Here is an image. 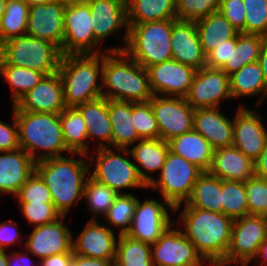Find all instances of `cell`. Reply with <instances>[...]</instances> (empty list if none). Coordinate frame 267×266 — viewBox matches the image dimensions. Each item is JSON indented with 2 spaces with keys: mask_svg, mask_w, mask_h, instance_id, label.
<instances>
[{
  "mask_svg": "<svg viewBox=\"0 0 267 266\" xmlns=\"http://www.w3.org/2000/svg\"><path fill=\"white\" fill-rule=\"evenodd\" d=\"M117 196L116 191L89 176L84 185L83 200L87 202V208L93 214L90 220H98L99 215L104 217Z\"/></svg>",
  "mask_w": 267,
  "mask_h": 266,
  "instance_id": "obj_40",
  "label": "cell"
},
{
  "mask_svg": "<svg viewBox=\"0 0 267 266\" xmlns=\"http://www.w3.org/2000/svg\"><path fill=\"white\" fill-rule=\"evenodd\" d=\"M46 76L45 73L26 67L7 64L0 57V77L11 88V102L15 105L29 90L34 88Z\"/></svg>",
  "mask_w": 267,
  "mask_h": 266,
  "instance_id": "obj_37",
  "label": "cell"
},
{
  "mask_svg": "<svg viewBox=\"0 0 267 266\" xmlns=\"http://www.w3.org/2000/svg\"><path fill=\"white\" fill-rule=\"evenodd\" d=\"M195 22L205 55L240 33L219 11Z\"/></svg>",
  "mask_w": 267,
  "mask_h": 266,
  "instance_id": "obj_33",
  "label": "cell"
},
{
  "mask_svg": "<svg viewBox=\"0 0 267 266\" xmlns=\"http://www.w3.org/2000/svg\"><path fill=\"white\" fill-rule=\"evenodd\" d=\"M18 203H53L51 193L34 171L15 195Z\"/></svg>",
  "mask_w": 267,
  "mask_h": 266,
  "instance_id": "obj_45",
  "label": "cell"
},
{
  "mask_svg": "<svg viewBox=\"0 0 267 266\" xmlns=\"http://www.w3.org/2000/svg\"><path fill=\"white\" fill-rule=\"evenodd\" d=\"M64 5H71V4H87L90 0H59Z\"/></svg>",
  "mask_w": 267,
  "mask_h": 266,
  "instance_id": "obj_60",
  "label": "cell"
},
{
  "mask_svg": "<svg viewBox=\"0 0 267 266\" xmlns=\"http://www.w3.org/2000/svg\"><path fill=\"white\" fill-rule=\"evenodd\" d=\"M85 121L88 141L98 140L97 148H112V127L108 115V99L100 97L96 100L76 107Z\"/></svg>",
  "mask_w": 267,
  "mask_h": 266,
  "instance_id": "obj_29",
  "label": "cell"
},
{
  "mask_svg": "<svg viewBox=\"0 0 267 266\" xmlns=\"http://www.w3.org/2000/svg\"><path fill=\"white\" fill-rule=\"evenodd\" d=\"M6 252H7L6 250H0V266H8Z\"/></svg>",
  "mask_w": 267,
  "mask_h": 266,
  "instance_id": "obj_61",
  "label": "cell"
},
{
  "mask_svg": "<svg viewBox=\"0 0 267 266\" xmlns=\"http://www.w3.org/2000/svg\"><path fill=\"white\" fill-rule=\"evenodd\" d=\"M246 10L245 34L267 38V0H243Z\"/></svg>",
  "mask_w": 267,
  "mask_h": 266,
  "instance_id": "obj_43",
  "label": "cell"
},
{
  "mask_svg": "<svg viewBox=\"0 0 267 266\" xmlns=\"http://www.w3.org/2000/svg\"><path fill=\"white\" fill-rule=\"evenodd\" d=\"M73 252L52 255L39 261L40 266H71Z\"/></svg>",
  "mask_w": 267,
  "mask_h": 266,
  "instance_id": "obj_55",
  "label": "cell"
},
{
  "mask_svg": "<svg viewBox=\"0 0 267 266\" xmlns=\"http://www.w3.org/2000/svg\"><path fill=\"white\" fill-rule=\"evenodd\" d=\"M157 122L159 138H172L193 130L194 111L184 97L153 95L149 100Z\"/></svg>",
  "mask_w": 267,
  "mask_h": 266,
  "instance_id": "obj_14",
  "label": "cell"
},
{
  "mask_svg": "<svg viewBox=\"0 0 267 266\" xmlns=\"http://www.w3.org/2000/svg\"><path fill=\"white\" fill-rule=\"evenodd\" d=\"M88 157L84 153H70L35 162L34 171L48 187L55 209L61 216H67L69 210L83 199L84 185L92 169Z\"/></svg>",
  "mask_w": 267,
  "mask_h": 266,
  "instance_id": "obj_1",
  "label": "cell"
},
{
  "mask_svg": "<svg viewBox=\"0 0 267 266\" xmlns=\"http://www.w3.org/2000/svg\"><path fill=\"white\" fill-rule=\"evenodd\" d=\"M203 171L169 150L163 168L147 189L158 191L173 207L185 203Z\"/></svg>",
  "mask_w": 267,
  "mask_h": 266,
  "instance_id": "obj_9",
  "label": "cell"
},
{
  "mask_svg": "<svg viewBox=\"0 0 267 266\" xmlns=\"http://www.w3.org/2000/svg\"><path fill=\"white\" fill-rule=\"evenodd\" d=\"M102 69L103 53L62 55L58 73L66 107H77L102 97Z\"/></svg>",
  "mask_w": 267,
  "mask_h": 266,
  "instance_id": "obj_5",
  "label": "cell"
},
{
  "mask_svg": "<svg viewBox=\"0 0 267 266\" xmlns=\"http://www.w3.org/2000/svg\"><path fill=\"white\" fill-rule=\"evenodd\" d=\"M114 266H154L151 244L123 234L118 236Z\"/></svg>",
  "mask_w": 267,
  "mask_h": 266,
  "instance_id": "obj_38",
  "label": "cell"
},
{
  "mask_svg": "<svg viewBox=\"0 0 267 266\" xmlns=\"http://www.w3.org/2000/svg\"><path fill=\"white\" fill-rule=\"evenodd\" d=\"M266 40L260 35L239 33L231 39L230 64H225L221 70L229 76L246 64L257 62Z\"/></svg>",
  "mask_w": 267,
  "mask_h": 266,
  "instance_id": "obj_35",
  "label": "cell"
},
{
  "mask_svg": "<svg viewBox=\"0 0 267 266\" xmlns=\"http://www.w3.org/2000/svg\"><path fill=\"white\" fill-rule=\"evenodd\" d=\"M124 192V194H118L107 214L103 217L104 221H106L104 224L111 230L116 227L120 232L118 233L119 235L126 234L130 229L138 199V197L129 192Z\"/></svg>",
  "mask_w": 267,
  "mask_h": 266,
  "instance_id": "obj_41",
  "label": "cell"
},
{
  "mask_svg": "<svg viewBox=\"0 0 267 266\" xmlns=\"http://www.w3.org/2000/svg\"><path fill=\"white\" fill-rule=\"evenodd\" d=\"M182 208L176 225L209 266H219L226 259L233 219L223 213L189 205Z\"/></svg>",
  "mask_w": 267,
  "mask_h": 266,
  "instance_id": "obj_2",
  "label": "cell"
},
{
  "mask_svg": "<svg viewBox=\"0 0 267 266\" xmlns=\"http://www.w3.org/2000/svg\"><path fill=\"white\" fill-rule=\"evenodd\" d=\"M182 205L223 213L222 180L209 172H203L195 182L190 197L185 203L175 206L174 213L181 211Z\"/></svg>",
  "mask_w": 267,
  "mask_h": 266,
  "instance_id": "obj_31",
  "label": "cell"
},
{
  "mask_svg": "<svg viewBox=\"0 0 267 266\" xmlns=\"http://www.w3.org/2000/svg\"><path fill=\"white\" fill-rule=\"evenodd\" d=\"M7 0H0V21L2 16L5 13V5H6Z\"/></svg>",
  "mask_w": 267,
  "mask_h": 266,
  "instance_id": "obj_62",
  "label": "cell"
},
{
  "mask_svg": "<svg viewBox=\"0 0 267 266\" xmlns=\"http://www.w3.org/2000/svg\"><path fill=\"white\" fill-rule=\"evenodd\" d=\"M255 176L267 179V142L260 156L254 161Z\"/></svg>",
  "mask_w": 267,
  "mask_h": 266,
  "instance_id": "obj_56",
  "label": "cell"
},
{
  "mask_svg": "<svg viewBox=\"0 0 267 266\" xmlns=\"http://www.w3.org/2000/svg\"><path fill=\"white\" fill-rule=\"evenodd\" d=\"M231 39L210 51L206 55V67L221 69L225 64H230Z\"/></svg>",
  "mask_w": 267,
  "mask_h": 266,
  "instance_id": "obj_52",
  "label": "cell"
},
{
  "mask_svg": "<svg viewBox=\"0 0 267 266\" xmlns=\"http://www.w3.org/2000/svg\"><path fill=\"white\" fill-rule=\"evenodd\" d=\"M30 255L32 254L29 253L26 249L24 250V252L21 249V251L19 250L18 252H12V254L7 253L8 266H35V264L37 263L33 264Z\"/></svg>",
  "mask_w": 267,
  "mask_h": 266,
  "instance_id": "obj_54",
  "label": "cell"
},
{
  "mask_svg": "<svg viewBox=\"0 0 267 266\" xmlns=\"http://www.w3.org/2000/svg\"><path fill=\"white\" fill-rule=\"evenodd\" d=\"M169 150L168 142L160 138L141 139L129 148L138 173L147 186L155 179L153 175L160 173Z\"/></svg>",
  "mask_w": 267,
  "mask_h": 266,
  "instance_id": "obj_27",
  "label": "cell"
},
{
  "mask_svg": "<svg viewBox=\"0 0 267 266\" xmlns=\"http://www.w3.org/2000/svg\"><path fill=\"white\" fill-rule=\"evenodd\" d=\"M251 263L252 264L254 263V266H267V238L264 239L263 242L258 247V251L254 259L249 264Z\"/></svg>",
  "mask_w": 267,
  "mask_h": 266,
  "instance_id": "obj_57",
  "label": "cell"
},
{
  "mask_svg": "<svg viewBox=\"0 0 267 266\" xmlns=\"http://www.w3.org/2000/svg\"><path fill=\"white\" fill-rule=\"evenodd\" d=\"M168 144L171 152L208 172L214 150L200 133L193 129L172 138Z\"/></svg>",
  "mask_w": 267,
  "mask_h": 266,
  "instance_id": "obj_30",
  "label": "cell"
},
{
  "mask_svg": "<svg viewBox=\"0 0 267 266\" xmlns=\"http://www.w3.org/2000/svg\"><path fill=\"white\" fill-rule=\"evenodd\" d=\"M21 1H23L25 4H27L30 7L33 5L45 4L53 0H21Z\"/></svg>",
  "mask_w": 267,
  "mask_h": 266,
  "instance_id": "obj_59",
  "label": "cell"
},
{
  "mask_svg": "<svg viewBox=\"0 0 267 266\" xmlns=\"http://www.w3.org/2000/svg\"><path fill=\"white\" fill-rule=\"evenodd\" d=\"M218 11L235 29L245 34L246 10L243 0H220Z\"/></svg>",
  "mask_w": 267,
  "mask_h": 266,
  "instance_id": "obj_49",
  "label": "cell"
},
{
  "mask_svg": "<svg viewBox=\"0 0 267 266\" xmlns=\"http://www.w3.org/2000/svg\"><path fill=\"white\" fill-rule=\"evenodd\" d=\"M153 95L185 97L197 70L174 59L146 68Z\"/></svg>",
  "mask_w": 267,
  "mask_h": 266,
  "instance_id": "obj_18",
  "label": "cell"
},
{
  "mask_svg": "<svg viewBox=\"0 0 267 266\" xmlns=\"http://www.w3.org/2000/svg\"><path fill=\"white\" fill-rule=\"evenodd\" d=\"M92 16L94 38L102 45L110 35L117 36L125 28L122 40L124 45L109 47V51H124L128 40L126 0H90L88 3Z\"/></svg>",
  "mask_w": 267,
  "mask_h": 266,
  "instance_id": "obj_16",
  "label": "cell"
},
{
  "mask_svg": "<svg viewBox=\"0 0 267 266\" xmlns=\"http://www.w3.org/2000/svg\"><path fill=\"white\" fill-rule=\"evenodd\" d=\"M177 19L128 24L124 52L145 69L172 59V25Z\"/></svg>",
  "mask_w": 267,
  "mask_h": 266,
  "instance_id": "obj_6",
  "label": "cell"
},
{
  "mask_svg": "<svg viewBox=\"0 0 267 266\" xmlns=\"http://www.w3.org/2000/svg\"><path fill=\"white\" fill-rule=\"evenodd\" d=\"M21 214L33 227L45 225L56 221L61 214L55 209L53 203H16Z\"/></svg>",
  "mask_w": 267,
  "mask_h": 266,
  "instance_id": "obj_48",
  "label": "cell"
},
{
  "mask_svg": "<svg viewBox=\"0 0 267 266\" xmlns=\"http://www.w3.org/2000/svg\"><path fill=\"white\" fill-rule=\"evenodd\" d=\"M59 0L29 7L26 35L55 44L61 51L64 37V11Z\"/></svg>",
  "mask_w": 267,
  "mask_h": 266,
  "instance_id": "obj_20",
  "label": "cell"
},
{
  "mask_svg": "<svg viewBox=\"0 0 267 266\" xmlns=\"http://www.w3.org/2000/svg\"><path fill=\"white\" fill-rule=\"evenodd\" d=\"M35 162L21 148L0 152V195L15 196L34 172Z\"/></svg>",
  "mask_w": 267,
  "mask_h": 266,
  "instance_id": "obj_26",
  "label": "cell"
},
{
  "mask_svg": "<svg viewBox=\"0 0 267 266\" xmlns=\"http://www.w3.org/2000/svg\"><path fill=\"white\" fill-rule=\"evenodd\" d=\"M258 62L261 66L263 77H264V80H265L266 85H267V40L265 41V43L263 45Z\"/></svg>",
  "mask_w": 267,
  "mask_h": 266,
  "instance_id": "obj_58",
  "label": "cell"
},
{
  "mask_svg": "<svg viewBox=\"0 0 267 266\" xmlns=\"http://www.w3.org/2000/svg\"><path fill=\"white\" fill-rule=\"evenodd\" d=\"M162 201L154 198L143 201L137 199L135 213L126 235L148 244L155 243L173 224L170 212L174 213V207L168 201Z\"/></svg>",
  "mask_w": 267,
  "mask_h": 266,
  "instance_id": "obj_12",
  "label": "cell"
},
{
  "mask_svg": "<svg viewBox=\"0 0 267 266\" xmlns=\"http://www.w3.org/2000/svg\"><path fill=\"white\" fill-rule=\"evenodd\" d=\"M92 16L88 4L67 5L64 11V37L62 55L101 54L102 49L94 38Z\"/></svg>",
  "mask_w": 267,
  "mask_h": 266,
  "instance_id": "obj_11",
  "label": "cell"
},
{
  "mask_svg": "<svg viewBox=\"0 0 267 266\" xmlns=\"http://www.w3.org/2000/svg\"><path fill=\"white\" fill-rule=\"evenodd\" d=\"M102 97L146 102L153 97L147 70L124 51L103 53Z\"/></svg>",
  "mask_w": 267,
  "mask_h": 266,
  "instance_id": "obj_4",
  "label": "cell"
},
{
  "mask_svg": "<svg viewBox=\"0 0 267 266\" xmlns=\"http://www.w3.org/2000/svg\"><path fill=\"white\" fill-rule=\"evenodd\" d=\"M151 257L154 266L209 265L174 221L161 237L151 244Z\"/></svg>",
  "mask_w": 267,
  "mask_h": 266,
  "instance_id": "obj_13",
  "label": "cell"
},
{
  "mask_svg": "<svg viewBox=\"0 0 267 266\" xmlns=\"http://www.w3.org/2000/svg\"><path fill=\"white\" fill-rule=\"evenodd\" d=\"M193 129L210 143L213 150L233 146L234 117H227L219 107L195 109Z\"/></svg>",
  "mask_w": 267,
  "mask_h": 266,
  "instance_id": "obj_24",
  "label": "cell"
},
{
  "mask_svg": "<svg viewBox=\"0 0 267 266\" xmlns=\"http://www.w3.org/2000/svg\"><path fill=\"white\" fill-rule=\"evenodd\" d=\"M63 139L72 153H89L88 134L85 121L76 107H66L60 112Z\"/></svg>",
  "mask_w": 267,
  "mask_h": 266,
  "instance_id": "obj_36",
  "label": "cell"
},
{
  "mask_svg": "<svg viewBox=\"0 0 267 266\" xmlns=\"http://www.w3.org/2000/svg\"><path fill=\"white\" fill-rule=\"evenodd\" d=\"M249 215L267 216V179L254 176L245 181Z\"/></svg>",
  "mask_w": 267,
  "mask_h": 266,
  "instance_id": "obj_47",
  "label": "cell"
},
{
  "mask_svg": "<svg viewBox=\"0 0 267 266\" xmlns=\"http://www.w3.org/2000/svg\"><path fill=\"white\" fill-rule=\"evenodd\" d=\"M170 43L172 59L195 70L206 66V55L202 49L195 21L177 20L172 25Z\"/></svg>",
  "mask_w": 267,
  "mask_h": 266,
  "instance_id": "obj_23",
  "label": "cell"
},
{
  "mask_svg": "<svg viewBox=\"0 0 267 266\" xmlns=\"http://www.w3.org/2000/svg\"><path fill=\"white\" fill-rule=\"evenodd\" d=\"M266 238L267 216L245 215L234 219L226 259L219 266H249Z\"/></svg>",
  "mask_w": 267,
  "mask_h": 266,
  "instance_id": "obj_10",
  "label": "cell"
},
{
  "mask_svg": "<svg viewBox=\"0 0 267 266\" xmlns=\"http://www.w3.org/2000/svg\"><path fill=\"white\" fill-rule=\"evenodd\" d=\"M71 266H114L112 260L91 258L73 253Z\"/></svg>",
  "mask_w": 267,
  "mask_h": 266,
  "instance_id": "obj_53",
  "label": "cell"
},
{
  "mask_svg": "<svg viewBox=\"0 0 267 266\" xmlns=\"http://www.w3.org/2000/svg\"><path fill=\"white\" fill-rule=\"evenodd\" d=\"M229 82L231 95L234 99L259 96L256 108L261 106L263 99L267 97V85L258 61L246 64L229 75Z\"/></svg>",
  "mask_w": 267,
  "mask_h": 266,
  "instance_id": "obj_32",
  "label": "cell"
},
{
  "mask_svg": "<svg viewBox=\"0 0 267 266\" xmlns=\"http://www.w3.org/2000/svg\"><path fill=\"white\" fill-rule=\"evenodd\" d=\"M128 24L177 19L175 0H127Z\"/></svg>",
  "mask_w": 267,
  "mask_h": 266,
  "instance_id": "obj_34",
  "label": "cell"
},
{
  "mask_svg": "<svg viewBox=\"0 0 267 266\" xmlns=\"http://www.w3.org/2000/svg\"><path fill=\"white\" fill-rule=\"evenodd\" d=\"M208 172L221 180L245 182L255 176L254 161L235 146L213 151Z\"/></svg>",
  "mask_w": 267,
  "mask_h": 266,
  "instance_id": "obj_25",
  "label": "cell"
},
{
  "mask_svg": "<svg viewBox=\"0 0 267 266\" xmlns=\"http://www.w3.org/2000/svg\"><path fill=\"white\" fill-rule=\"evenodd\" d=\"M134 126L141 139L159 138V130L150 101L134 103Z\"/></svg>",
  "mask_w": 267,
  "mask_h": 266,
  "instance_id": "obj_46",
  "label": "cell"
},
{
  "mask_svg": "<svg viewBox=\"0 0 267 266\" xmlns=\"http://www.w3.org/2000/svg\"><path fill=\"white\" fill-rule=\"evenodd\" d=\"M29 6L21 0H7L0 21V45L14 37L26 35Z\"/></svg>",
  "mask_w": 267,
  "mask_h": 266,
  "instance_id": "obj_39",
  "label": "cell"
},
{
  "mask_svg": "<svg viewBox=\"0 0 267 266\" xmlns=\"http://www.w3.org/2000/svg\"><path fill=\"white\" fill-rule=\"evenodd\" d=\"M66 216H61L56 221L34 227L32 232L25 237L24 249L41 261L52 255L72 251L73 233L68 224L64 223Z\"/></svg>",
  "mask_w": 267,
  "mask_h": 266,
  "instance_id": "obj_17",
  "label": "cell"
},
{
  "mask_svg": "<svg viewBox=\"0 0 267 266\" xmlns=\"http://www.w3.org/2000/svg\"><path fill=\"white\" fill-rule=\"evenodd\" d=\"M12 111L18 122L20 148L34 162L72 153L63 139L60 113L23 111L16 105Z\"/></svg>",
  "mask_w": 267,
  "mask_h": 266,
  "instance_id": "obj_3",
  "label": "cell"
},
{
  "mask_svg": "<svg viewBox=\"0 0 267 266\" xmlns=\"http://www.w3.org/2000/svg\"><path fill=\"white\" fill-rule=\"evenodd\" d=\"M95 153L88 158L90 167H95L89 170L92 172L89 176L95 181L108 186L118 194H124L123 191L126 189L148 188L141 179L133 159L131 161L129 149L97 148Z\"/></svg>",
  "mask_w": 267,
  "mask_h": 266,
  "instance_id": "obj_7",
  "label": "cell"
},
{
  "mask_svg": "<svg viewBox=\"0 0 267 266\" xmlns=\"http://www.w3.org/2000/svg\"><path fill=\"white\" fill-rule=\"evenodd\" d=\"M177 20L196 21L219 10L220 0H175Z\"/></svg>",
  "mask_w": 267,
  "mask_h": 266,
  "instance_id": "obj_44",
  "label": "cell"
},
{
  "mask_svg": "<svg viewBox=\"0 0 267 266\" xmlns=\"http://www.w3.org/2000/svg\"><path fill=\"white\" fill-rule=\"evenodd\" d=\"M18 224L14 220H6L0 223V250L6 249L12 245H20L23 242V238H26L19 230Z\"/></svg>",
  "mask_w": 267,
  "mask_h": 266,
  "instance_id": "obj_51",
  "label": "cell"
},
{
  "mask_svg": "<svg viewBox=\"0 0 267 266\" xmlns=\"http://www.w3.org/2000/svg\"><path fill=\"white\" fill-rule=\"evenodd\" d=\"M0 57L7 64L50 75L58 71L62 54L60 49L49 41L22 35L1 44Z\"/></svg>",
  "mask_w": 267,
  "mask_h": 266,
  "instance_id": "obj_8",
  "label": "cell"
},
{
  "mask_svg": "<svg viewBox=\"0 0 267 266\" xmlns=\"http://www.w3.org/2000/svg\"><path fill=\"white\" fill-rule=\"evenodd\" d=\"M12 125L0 120V152L12 151L20 148L18 122L12 112Z\"/></svg>",
  "mask_w": 267,
  "mask_h": 266,
  "instance_id": "obj_50",
  "label": "cell"
},
{
  "mask_svg": "<svg viewBox=\"0 0 267 266\" xmlns=\"http://www.w3.org/2000/svg\"><path fill=\"white\" fill-rule=\"evenodd\" d=\"M234 115L233 146L255 161L267 142V127L255 109L240 104Z\"/></svg>",
  "mask_w": 267,
  "mask_h": 266,
  "instance_id": "obj_19",
  "label": "cell"
},
{
  "mask_svg": "<svg viewBox=\"0 0 267 266\" xmlns=\"http://www.w3.org/2000/svg\"><path fill=\"white\" fill-rule=\"evenodd\" d=\"M223 214L234 219L249 215L245 182L222 180Z\"/></svg>",
  "mask_w": 267,
  "mask_h": 266,
  "instance_id": "obj_42",
  "label": "cell"
},
{
  "mask_svg": "<svg viewBox=\"0 0 267 266\" xmlns=\"http://www.w3.org/2000/svg\"><path fill=\"white\" fill-rule=\"evenodd\" d=\"M115 235V231L104 223L89 220L77 238H73L72 251L78 255L114 262L118 240Z\"/></svg>",
  "mask_w": 267,
  "mask_h": 266,
  "instance_id": "obj_21",
  "label": "cell"
},
{
  "mask_svg": "<svg viewBox=\"0 0 267 266\" xmlns=\"http://www.w3.org/2000/svg\"><path fill=\"white\" fill-rule=\"evenodd\" d=\"M193 108H215L223 100H231L229 76L221 69L203 67L196 71L184 97Z\"/></svg>",
  "mask_w": 267,
  "mask_h": 266,
  "instance_id": "obj_15",
  "label": "cell"
},
{
  "mask_svg": "<svg viewBox=\"0 0 267 266\" xmlns=\"http://www.w3.org/2000/svg\"><path fill=\"white\" fill-rule=\"evenodd\" d=\"M29 112L60 113L66 108L64 88L58 71L46 75L39 84L29 90L16 104Z\"/></svg>",
  "mask_w": 267,
  "mask_h": 266,
  "instance_id": "obj_22",
  "label": "cell"
},
{
  "mask_svg": "<svg viewBox=\"0 0 267 266\" xmlns=\"http://www.w3.org/2000/svg\"><path fill=\"white\" fill-rule=\"evenodd\" d=\"M113 148L129 149L141 138L134 126V103L108 99Z\"/></svg>",
  "mask_w": 267,
  "mask_h": 266,
  "instance_id": "obj_28",
  "label": "cell"
}]
</instances>
